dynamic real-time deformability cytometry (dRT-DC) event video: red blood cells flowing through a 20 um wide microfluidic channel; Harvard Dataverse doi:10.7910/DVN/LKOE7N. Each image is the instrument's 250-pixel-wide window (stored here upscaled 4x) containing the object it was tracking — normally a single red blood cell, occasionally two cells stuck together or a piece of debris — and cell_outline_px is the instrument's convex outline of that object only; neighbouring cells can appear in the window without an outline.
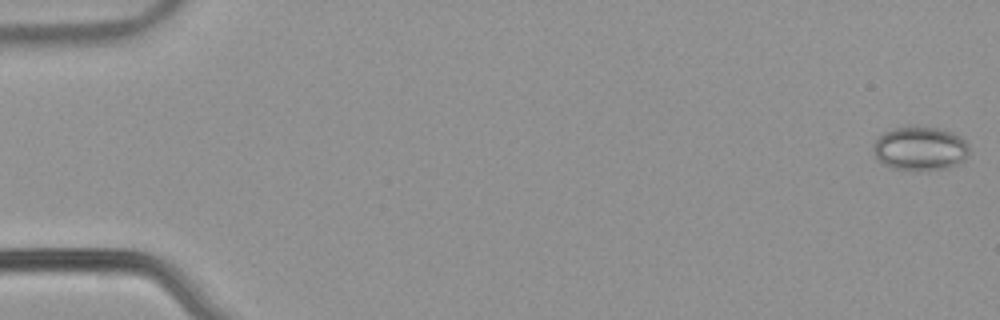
{"species": "common noctule bat (a hibernating species)", "species_latin": "Nyctalus noctula", "temperature_condition": "warm", "stored_images_in_passage": 53, "camera_frame_rate_fps": 3000, "um_per_image_px": 0.085, "animal": {"sex": "male", "body_mass_g": 21.5, "forearm_length_mm": 52.0}, "frame": {"image": 1, "passage_image": 1, "time_ms": 0.0, "image_size_px": [1000, 320], "cell_outline_px": [[968, 152], [964, 160], [960, 164], [948, 168], [892, 168], [884, 164], [876, 156], [872, 148], [872, 144], [884, 132], [892, 128], [912, 124], [936, 128], [952, 132], [960, 136], [968, 144]], "centroid_in_image_um": [78.21, 12.56], "position_along_channel_um": 6.8, "area_um2": 24.39}}
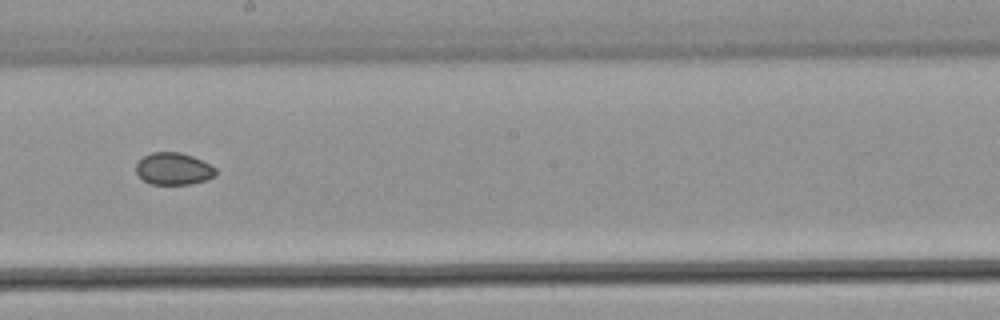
{"frame": {"image": 2, "passage_image": 31, "time_ms": 10.0, "image_size_px": [1000, 320], "cell_outline_px": [[216, 176], [208, 180], [192, 184], [152, 184], [144, 180], [136, 172], [136, 164], [144, 156], [152, 152], [180, 152], [192, 156], [216, 168]], "centroid_in_image_um": [14.77, 14.35], "position_along_channel_um": 233.4, "area_um2": 14.85}}
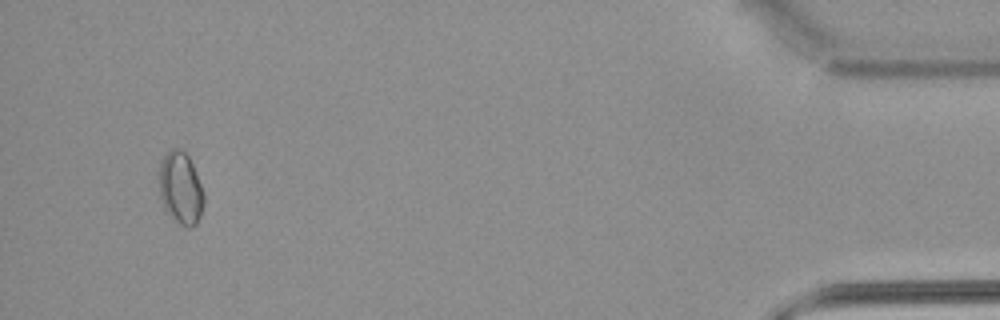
{"frame": {"image": 3, "passage_image": 51, "time_ms": 16.667, "image_size_px": [1000, 320], "cell_outline_px": [[204, 204], [200, 216], [196, 224], [188, 228], [172, 220], [164, 208], [160, 200], [160, 160], [172, 148], [176, 148], [184, 152], [188, 156], [192, 164], [204, 192]], "centroid_in_image_um": [15.35, 16.03], "position_along_channel_um": 419.8, "area_um2": 18.84}, "authors_computed_cell_mechanics": {"area_um2": 16.4152, "velocity_mm_per_s": 3.9057, "shape_relaxation_time_tau1_ms": null, "shape_relaxation_time_tau2_ms": 10.0474, "deformation_change_tau1": null, "deformation_change_tau2": 0.0741}}